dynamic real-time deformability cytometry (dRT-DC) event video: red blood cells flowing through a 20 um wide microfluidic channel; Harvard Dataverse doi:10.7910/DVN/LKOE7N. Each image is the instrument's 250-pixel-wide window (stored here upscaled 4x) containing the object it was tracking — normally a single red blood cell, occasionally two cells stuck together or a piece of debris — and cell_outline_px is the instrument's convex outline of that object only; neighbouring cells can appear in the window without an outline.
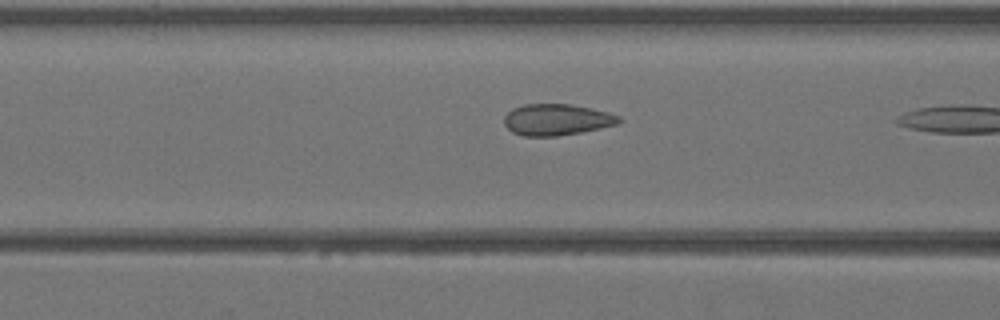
{"species": "Egyptian fruit bat (a non-hibernating species)", "species_latin": "Rousettus aegyptiacus", "temperature_condition": "warm", "stored_images_in_passage": 6, "camera_frame_rate_fps": 3000, "um_per_image_px": 0.085, "animal": {"sex": "female"}, "frame": {"image": 1, "passage_image": 5, "time_ms": 1.333, "image_size_px": [1000, 320], "cell_outline_px": [[624, 120], [620, 124], [580, 132], [556, 136], [524, 136], [512, 132], [504, 124], [504, 116], [512, 108], [524, 104], [568, 104], [592, 108], [608, 112], [620, 116]], "centroid_in_image_um": [47.34, 10.17], "position_along_channel_um": 119.3, "area_um2": 21.1}}